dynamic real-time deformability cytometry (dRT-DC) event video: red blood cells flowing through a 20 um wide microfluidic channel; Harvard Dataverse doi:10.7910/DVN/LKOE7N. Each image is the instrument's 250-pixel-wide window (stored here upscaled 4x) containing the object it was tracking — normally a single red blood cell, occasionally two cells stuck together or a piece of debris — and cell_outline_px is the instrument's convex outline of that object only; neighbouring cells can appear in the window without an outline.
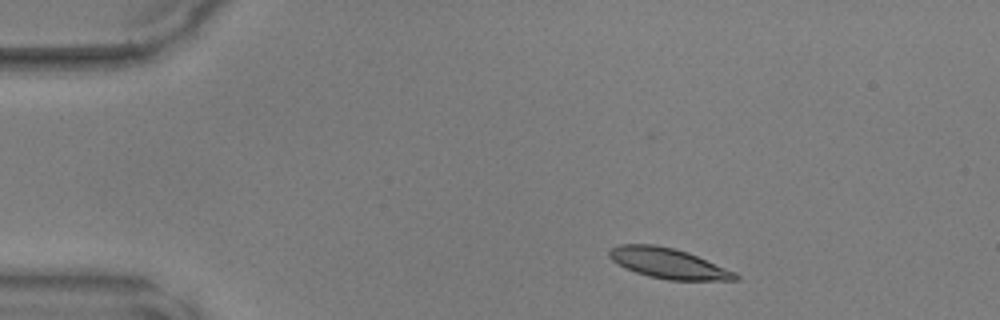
{"species": "common noctule bat (a hibernating species)", "species_latin": "Nyctalus noctula", "temperature_condition": "warm", "stored_images_in_passage": 41, "camera_frame_rate_fps": 3000, "um_per_image_px": 0.085, "animal": {"sex": "male", "body_mass_g": 17.9, "forearm_length_mm": 54.2}, "frame": {"image": 1, "passage_image": 1, "time_ms": 0.0, "image_size_px": [1000, 320], "cell_outline_px": [[740, 280], [668, 280], [648, 276], [636, 272], [612, 260], [608, 256], [608, 252], [612, 248], [620, 244], [652, 244], [672, 248], [688, 252], [736, 272], [740, 276]], "centroid_in_image_um": [56.84, 22.39], "position_along_channel_um": 28.2, "area_um2": 22.08}}
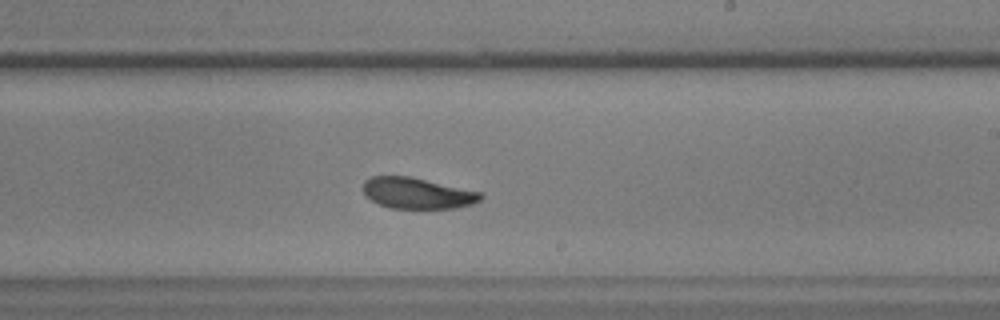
{"frame": {"image": 2, "passage_image": 22, "time_ms": 7.0, "image_size_px": [1000, 320], "cell_outline_px": [[484, 196], [480, 200], [472, 204], [456, 208], [392, 208], [380, 204], [364, 196], [364, 180], [372, 176], [408, 176], [480, 192]], "centroid_in_image_um": [35.45, 16.42], "position_along_channel_um": 253.5, "area_um2": 20.98}}
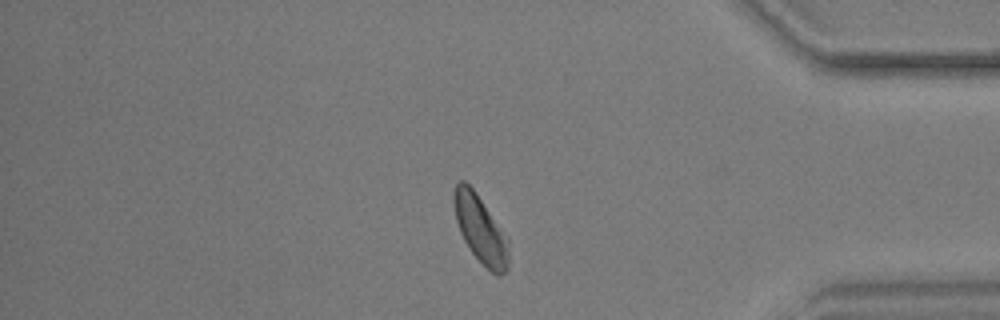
{"frame": {"image": 3, "passage_image": 34, "time_ms": 11.0, "image_size_px": [1000, 320], "cell_outline_px": [[508, 272], [500, 276], [496, 276], [472, 252], [464, 240], [460, 232], [456, 220], [452, 204], [452, 192], [456, 184], [460, 180], [464, 180], [476, 192], [508, 236]], "centroid_in_image_um": [40.84, 19.46], "position_along_channel_um": 394.4, "area_um2": 21.79}}